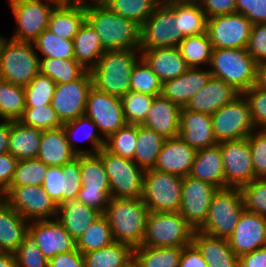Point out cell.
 I'll use <instances>...</instances> for the list:
<instances>
[{
    "mask_svg": "<svg viewBox=\"0 0 266 267\" xmlns=\"http://www.w3.org/2000/svg\"><path fill=\"white\" fill-rule=\"evenodd\" d=\"M86 20L99 35L105 51L139 49L141 26L116 14L103 2L86 5Z\"/></svg>",
    "mask_w": 266,
    "mask_h": 267,
    "instance_id": "6da1fadb",
    "label": "cell"
},
{
    "mask_svg": "<svg viewBox=\"0 0 266 267\" xmlns=\"http://www.w3.org/2000/svg\"><path fill=\"white\" fill-rule=\"evenodd\" d=\"M140 59L139 49L105 51L90 70L93 87L122 98L130 91L131 74Z\"/></svg>",
    "mask_w": 266,
    "mask_h": 267,
    "instance_id": "7a4b0ae2",
    "label": "cell"
},
{
    "mask_svg": "<svg viewBox=\"0 0 266 267\" xmlns=\"http://www.w3.org/2000/svg\"><path fill=\"white\" fill-rule=\"evenodd\" d=\"M149 210L141 198H110L103 215L109 223L115 242L133 249L142 246Z\"/></svg>",
    "mask_w": 266,
    "mask_h": 267,
    "instance_id": "3957f363",
    "label": "cell"
},
{
    "mask_svg": "<svg viewBox=\"0 0 266 267\" xmlns=\"http://www.w3.org/2000/svg\"><path fill=\"white\" fill-rule=\"evenodd\" d=\"M209 67L212 77L232 85L241 94L258 81L259 64L247 49L213 48Z\"/></svg>",
    "mask_w": 266,
    "mask_h": 267,
    "instance_id": "277c9868",
    "label": "cell"
},
{
    "mask_svg": "<svg viewBox=\"0 0 266 267\" xmlns=\"http://www.w3.org/2000/svg\"><path fill=\"white\" fill-rule=\"evenodd\" d=\"M40 73V57L33 43L4 37L0 42V79L27 86Z\"/></svg>",
    "mask_w": 266,
    "mask_h": 267,
    "instance_id": "5b68a950",
    "label": "cell"
},
{
    "mask_svg": "<svg viewBox=\"0 0 266 267\" xmlns=\"http://www.w3.org/2000/svg\"><path fill=\"white\" fill-rule=\"evenodd\" d=\"M244 209L239 188L218 189L212 198L205 222L197 230L228 239L233 234Z\"/></svg>",
    "mask_w": 266,
    "mask_h": 267,
    "instance_id": "8992f818",
    "label": "cell"
},
{
    "mask_svg": "<svg viewBox=\"0 0 266 267\" xmlns=\"http://www.w3.org/2000/svg\"><path fill=\"white\" fill-rule=\"evenodd\" d=\"M194 231L179 212H149L142 246L186 247Z\"/></svg>",
    "mask_w": 266,
    "mask_h": 267,
    "instance_id": "52a82bcc",
    "label": "cell"
},
{
    "mask_svg": "<svg viewBox=\"0 0 266 267\" xmlns=\"http://www.w3.org/2000/svg\"><path fill=\"white\" fill-rule=\"evenodd\" d=\"M182 39L178 25V1L160 3L141 25L139 49L178 47Z\"/></svg>",
    "mask_w": 266,
    "mask_h": 267,
    "instance_id": "ba28073f",
    "label": "cell"
},
{
    "mask_svg": "<svg viewBox=\"0 0 266 267\" xmlns=\"http://www.w3.org/2000/svg\"><path fill=\"white\" fill-rule=\"evenodd\" d=\"M97 155L102 159L108 175L112 198L138 199L142 197L144 169L133 160L115 155L105 147Z\"/></svg>",
    "mask_w": 266,
    "mask_h": 267,
    "instance_id": "9c48e42d",
    "label": "cell"
},
{
    "mask_svg": "<svg viewBox=\"0 0 266 267\" xmlns=\"http://www.w3.org/2000/svg\"><path fill=\"white\" fill-rule=\"evenodd\" d=\"M15 20V29L9 39L33 43L48 27L56 3L49 0H8Z\"/></svg>",
    "mask_w": 266,
    "mask_h": 267,
    "instance_id": "30bf717a",
    "label": "cell"
},
{
    "mask_svg": "<svg viewBox=\"0 0 266 267\" xmlns=\"http://www.w3.org/2000/svg\"><path fill=\"white\" fill-rule=\"evenodd\" d=\"M182 181L178 175L146 170L141 199L149 212H179Z\"/></svg>",
    "mask_w": 266,
    "mask_h": 267,
    "instance_id": "8fae6325",
    "label": "cell"
},
{
    "mask_svg": "<svg viewBox=\"0 0 266 267\" xmlns=\"http://www.w3.org/2000/svg\"><path fill=\"white\" fill-rule=\"evenodd\" d=\"M1 197L28 222L57 216L58 206L42 185L9 186Z\"/></svg>",
    "mask_w": 266,
    "mask_h": 267,
    "instance_id": "7c38bea8",
    "label": "cell"
},
{
    "mask_svg": "<svg viewBox=\"0 0 266 267\" xmlns=\"http://www.w3.org/2000/svg\"><path fill=\"white\" fill-rule=\"evenodd\" d=\"M211 117L217 143L244 139L256 130L250 107L242 94L211 114Z\"/></svg>",
    "mask_w": 266,
    "mask_h": 267,
    "instance_id": "4fadbf2b",
    "label": "cell"
},
{
    "mask_svg": "<svg viewBox=\"0 0 266 267\" xmlns=\"http://www.w3.org/2000/svg\"><path fill=\"white\" fill-rule=\"evenodd\" d=\"M81 184L77 199L86 206L105 211L111 198L110 182L102 159L96 155H81Z\"/></svg>",
    "mask_w": 266,
    "mask_h": 267,
    "instance_id": "5bb4252c",
    "label": "cell"
},
{
    "mask_svg": "<svg viewBox=\"0 0 266 267\" xmlns=\"http://www.w3.org/2000/svg\"><path fill=\"white\" fill-rule=\"evenodd\" d=\"M253 23L240 13L208 18L207 34L213 48L247 49Z\"/></svg>",
    "mask_w": 266,
    "mask_h": 267,
    "instance_id": "9a60e30c",
    "label": "cell"
},
{
    "mask_svg": "<svg viewBox=\"0 0 266 267\" xmlns=\"http://www.w3.org/2000/svg\"><path fill=\"white\" fill-rule=\"evenodd\" d=\"M84 115L96 124L105 139L127 124L121 98L94 87L89 90Z\"/></svg>",
    "mask_w": 266,
    "mask_h": 267,
    "instance_id": "2e32d148",
    "label": "cell"
},
{
    "mask_svg": "<svg viewBox=\"0 0 266 267\" xmlns=\"http://www.w3.org/2000/svg\"><path fill=\"white\" fill-rule=\"evenodd\" d=\"M225 188H240L255 180L248 138L220 143Z\"/></svg>",
    "mask_w": 266,
    "mask_h": 267,
    "instance_id": "e0dca14e",
    "label": "cell"
},
{
    "mask_svg": "<svg viewBox=\"0 0 266 267\" xmlns=\"http://www.w3.org/2000/svg\"><path fill=\"white\" fill-rule=\"evenodd\" d=\"M92 87L93 79L90 71H86L76 81L56 84L51 105L62 123L85 114L87 96Z\"/></svg>",
    "mask_w": 266,
    "mask_h": 267,
    "instance_id": "ac0fdd59",
    "label": "cell"
},
{
    "mask_svg": "<svg viewBox=\"0 0 266 267\" xmlns=\"http://www.w3.org/2000/svg\"><path fill=\"white\" fill-rule=\"evenodd\" d=\"M218 188L207 182L183 177L179 213L197 230L204 222Z\"/></svg>",
    "mask_w": 266,
    "mask_h": 267,
    "instance_id": "d6986e66",
    "label": "cell"
},
{
    "mask_svg": "<svg viewBox=\"0 0 266 267\" xmlns=\"http://www.w3.org/2000/svg\"><path fill=\"white\" fill-rule=\"evenodd\" d=\"M28 236L48 260L76 249V241L57 218L29 222Z\"/></svg>",
    "mask_w": 266,
    "mask_h": 267,
    "instance_id": "ffe728a7",
    "label": "cell"
},
{
    "mask_svg": "<svg viewBox=\"0 0 266 267\" xmlns=\"http://www.w3.org/2000/svg\"><path fill=\"white\" fill-rule=\"evenodd\" d=\"M228 242L238 257L265 247L266 217L244 209Z\"/></svg>",
    "mask_w": 266,
    "mask_h": 267,
    "instance_id": "44dd1931",
    "label": "cell"
},
{
    "mask_svg": "<svg viewBox=\"0 0 266 267\" xmlns=\"http://www.w3.org/2000/svg\"><path fill=\"white\" fill-rule=\"evenodd\" d=\"M196 149L189 146L179 136L166 138L158 155L155 170L186 177L194 163Z\"/></svg>",
    "mask_w": 266,
    "mask_h": 267,
    "instance_id": "7402d4cb",
    "label": "cell"
},
{
    "mask_svg": "<svg viewBox=\"0 0 266 267\" xmlns=\"http://www.w3.org/2000/svg\"><path fill=\"white\" fill-rule=\"evenodd\" d=\"M212 77L208 69L189 68L180 76L162 83L161 95L177 104L180 108H185L190 99L200 91Z\"/></svg>",
    "mask_w": 266,
    "mask_h": 267,
    "instance_id": "603a6c76",
    "label": "cell"
},
{
    "mask_svg": "<svg viewBox=\"0 0 266 267\" xmlns=\"http://www.w3.org/2000/svg\"><path fill=\"white\" fill-rule=\"evenodd\" d=\"M240 95L241 93L232 85L211 77L208 83L190 99L185 109L211 115Z\"/></svg>",
    "mask_w": 266,
    "mask_h": 267,
    "instance_id": "cb8c5ba5",
    "label": "cell"
},
{
    "mask_svg": "<svg viewBox=\"0 0 266 267\" xmlns=\"http://www.w3.org/2000/svg\"><path fill=\"white\" fill-rule=\"evenodd\" d=\"M179 137L196 150L216 145L211 115L181 108Z\"/></svg>",
    "mask_w": 266,
    "mask_h": 267,
    "instance_id": "d4e9b609",
    "label": "cell"
},
{
    "mask_svg": "<svg viewBox=\"0 0 266 267\" xmlns=\"http://www.w3.org/2000/svg\"><path fill=\"white\" fill-rule=\"evenodd\" d=\"M139 50L141 58L162 83L180 76L189 69L178 47Z\"/></svg>",
    "mask_w": 266,
    "mask_h": 267,
    "instance_id": "484cf974",
    "label": "cell"
},
{
    "mask_svg": "<svg viewBox=\"0 0 266 267\" xmlns=\"http://www.w3.org/2000/svg\"><path fill=\"white\" fill-rule=\"evenodd\" d=\"M180 111L181 108L177 104L162 95L156 96L142 125L153 129L164 138L178 137Z\"/></svg>",
    "mask_w": 266,
    "mask_h": 267,
    "instance_id": "4316f807",
    "label": "cell"
},
{
    "mask_svg": "<svg viewBox=\"0 0 266 267\" xmlns=\"http://www.w3.org/2000/svg\"><path fill=\"white\" fill-rule=\"evenodd\" d=\"M192 244L201 253L208 267H239V257L230 248L228 239L195 230Z\"/></svg>",
    "mask_w": 266,
    "mask_h": 267,
    "instance_id": "83f0119b",
    "label": "cell"
},
{
    "mask_svg": "<svg viewBox=\"0 0 266 267\" xmlns=\"http://www.w3.org/2000/svg\"><path fill=\"white\" fill-rule=\"evenodd\" d=\"M188 176L212 184L218 189L225 188V173L220 143L196 150L194 163Z\"/></svg>",
    "mask_w": 266,
    "mask_h": 267,
    "instance_id": "f1b7e54d",
    "label": "cell"
},
{
    "mask_svg": "<svg viewBox=\"0 0 266 267\" xmlns=\"http://www.w3.org/2000/svg\"><path fill=\"white\" fill-rule=\"evenodd\" d=\"M28 225L29 222L0 197V252L14 253L28 237Z\"/></svg>",
    "mask_w": 266,
    "mask_h": 267,
    "instance_id": "f546056e",
    "label": "cell"
},
{
    "mask_svg": "<svg viewBox=\"0 0 266 267\" xmlns=\"http://www.w3.org/2000/svg\"><path fill=\"white\" fill-rule=\"evenodd\" d=\"M78 157L71 148L63 126L43 130L37 158L48 166H63Z\"/></svg>",
    "mask_w": 266,
    "mask_h": 267,
    "instance_id": "4dcf8cb0",
    "label": "cell"
},
{
    "mask_svg": "<svg viewBox=\"0 0 266 267\" xmlns=\"http://www.w3.org/2000/svg\"><path fill=\"white\" fill-rule=\"evenodd\" d=\"M100 215L98 210L82 204L78 199H73L58 206L56 218L77 241Z\"/></svg>",
    "mask_w": 266,
    "mask_h": 267,
    "instance_id": "1f68e13d",
    "label": "cell"
},
{
    "mask_svg": "<svg viewBox=\"0 0 266 267\" xmlns=\"http://www.w3.org/2000/svg\"><path fill=\"white\" fill-rule=\"evenodd\" d=\"M63 128L71 148L78 155H96L105 147L106 139L101 135V133H98L99 130L96 124L85 115L63 123ZM81 129L84 134H82L83 140H81L82 138L80 137L79 142H89L92 148L82 149L78 145H75L78 140L75 138L74 134L78 131L81 132Z\"/></svg>",
    "mask_w": 266,
    "mask_h": 267,
    "instance_id": "d6a6232c",
    "label": "cell"
},
{
    "mask_svg": "<svg viewBox=\"0 0 266 267\" xmlns=\"http://www.w3.org/2000/svg\"><path fill=\"white\" fill-rule=\"evenodd\" d=\"M73 44L75 60L86 71H90L105 52L99 35L87 20L73 38Z\"/></svg>",
    "mask_w": 266,
    "mask_h": 267,
    "instance_id": "836d02e7",
    "label": "cell"
},
{
    "mask_svg": "<svg viewBox=\"0 0 266 267\" xmlns=\"http://www.w3.org/2000/svg\"><path fill=\"white\" fill-rule=\"evenodd\" d=\"M86 20L85 5H57L47 29L63 39H73Z\"/></svg>",
    "mask_w": 266,
    "mask_h": 267,
    "instance_id": "e575fe53",
    "label": "cell"
},
{
    "mask_svg": "<svg viewBox=\"0 0 266 267\" xmlns=\"http://www.w3.org/2000/svg\"><path fill=\"white\" fill-rule=\"evenodd\" d=\"M42 131L20 121H11L9 153L17 160L37 158Z\"/></svg>",
    "mask_w": 266,
    "mask_h": 267,
    "instance_id": "d590c367",
    "label": "cell"
},
{
    "mask_svg": "<svg viewBox=\"0 0 266 267\" xmlns=\"http://www.w3.org/2000/svg\"><path fill=\"white\" fill-rule=\"evenodd\" d=\"M164 138L153 129L137 125V142L133 161L142 169H154Z\"/></svg>",
    "mask_w": 266,
    "mask_h": 267,
    "instance_id": "8d00e7d4",
    "label": "cell"
},
{
    "mask_svg": "<svg viewBox=\"0 0 266 267\" xmlns=\"http://www.w3.org/2000/svg\"><path fill=\"white\" fill-rule=\"evenodd\" d=\"M85 267H123L132 257L133 248L127 244H113L83 254Z\"/></svg>",
    "mask_w": 266,
    "mask_h": 267,
    "instance_id": "74e56055",
    "label": "cell"
},
{
    "mask_svg": "<svg viewBox=\"0 0 266 267\" xmlns=\"http://www.w3.org/2000/svg\"><path fill=\"white\" fill-rule=\"evenodd\" d=\"M207 21V15L195 0L178 1L179 33L183 38L207 32Z\"/></svg>",
    "mask_w": 266,
    "mask_h": 267,
    "instance_id": "f35d334b",
    "label": "cell"
},
{
    "mask_svg": "<svg viewBox=\"0 0 266 267\" xmlns=\"http://www.w3.org/2000/svg\"><path fill=\"white\" fill-rule=\"evenodd\" d=\"M183 247L139 246L133 249V257L140 267H178Z\"/></svg>",
    "mask_w": 266,
    "mask_h": 267,
    "instance_id": "ab89813d",
    "label": "cell"
},
{
    "mask_svg": "<svg viewBox=\"0 0 266 267\" xmlns=\"http://www.w3.org/2000/svg\"><path fill=\"white\" fill-rule=\"evenodd\" d=\"M25 108L24 87L0 79V119L19 121Z\"/></svg>",
    "mask_w": 266,
    "mask_h": 267,
    "instance_id": "60d3db41",
    "label": "cell"
},
{
    "mask_svg": "<svg viewBox=\"0 0 266 267\" xmlns=\"http://www.w3.org/2000/svg\"><path fill=\"white\" fill-rule=\"evenodd\" d=\"M115 242L112 229L103 214L96 218L76 241L82 254L107 247Z\"/></svg>",
    "mask_w": 266,
    "mask_h": 267,
    "instance_id": "b9f144b4",
    "label": "cell"
},
{
    "mask_svg": "<svg viewBox=\"0 0 266 267\" xmlns=\"http://www.w3.org/2000/svg\"><path fill=\"white\" fill-rule=\"evenodd\" d=\"M178 48L189 68H201L205 64L209 66L213 47L207 32L196 36H186Z\"/></svg>",
    "mask_w": 266,
    "mask_h": 267,
    "instance_id": "7bdbcfd3",
    "label": "cell"
},
{
    "mask_svg": "<svg viewBox=\"0 0 266 267\" xmlns=\"http://www.w3.org/2000/svg\"><path fill=\"white\" fill-rule=\"evenodd\" d=\"M40 72L56 84H67L79 79L86 70L75 59L40 58Z\"/></svg>",
    "mask_w": 266,
    "mask_h": 267,
    "instance_id": "ee69618b",
    "label": "cell"
},
{
    "mask_svg": "<svg viewBox=\"0 0 266 267\" xmlns=\"http://www.w3.org/2000/svg\"><path fill=\"white\" fill-rule=\"evenodd\" d=\"M40 58L75 59L73 39H63L45 29L33 42Z\"/></svg>",
    "mask_w": 266,
    "mask_h": 267,
    "instance_id": "f6af8a7d",
    "label": "cell"
},
{
    "mask_svg": "<svg viewBox=\"0 0 266 267\" xmlns=\"http://www.w3.org/2000/svg\"><path fill=\"white\" fill-rule=\"evenodd\" d=\"M103 3L116 14L140 26L160 4L158 0H105Z\"/></svg>",
    "mask_w": 266,
    "mask_h": 267,
    "instance_id": "bcb514c9",
    "label": "cell"
},
{
    "mask_svg": "<svg viewBox=\"0 0 266 267\" xmlns=\"http://www.w3.org/2000/svg\"><path fill=\"white\" fill-rule=\"evenodd\" d=\"M136 142L137 125L126 124L106 139L105 148L115 155L133 160Z\"/></svg>",
    "mask_w": 266,
    "mask_h": 267,
    "instance_id": "7dc6e473",
    "label": "cell"
},
{
    "mask_svg": "<svg viewBox=\"0 0 266 267\" xmlns=\"http://www.w3.org/2000/svg\"><path fill=\"white\" fill-rule=\"evenodd\" d=\"M154 97L134 91L127 92L121 98L127 124L142 125L148 115Z\"/></svg>",
    "mask_w": 266,
    "mask_h": 267,
    "instance_id": "c3c4849f",
    "label": "cell"
},
{
    "mask_svg": "<svg viewBox=\"0 0 266 267\" xmlns=\"http://www.w3.org/2000/svg\"><path fill=\"white\" fill-rule=\"evenodd\" d=\"M130 91L155 97L160 96L162 93V82L142 58L133 68Z\"/></svg>",
    "mask_w": 266,
    "mask_h": 267,
    "instance_id": "681fc988",
    "label": "cell"
},
{
    "mask_svg": "<svg viewBox=\"0 0 266 267\" xmlns=\"http://www.w3.org/2000/svg\"><path fill=\"white\" fill-rule=\"evenodd\" d=\"M48 165L38 158L19 160L10 186L42 185Z\"/></svg>",
    "mask_w": 266,
    "mask_h": 267,
    "instance_id": "f907efd6",
    "label": "cell"
},
{
    "mask_svg": "<svg viewBox=\"0 0 266 267\" xmlns=\"http://www.w3.org/2000/svg\"><path fill=\"white\" fill-rule=\"evenodd\" d=\"M56 83L41 72L24 87L26 107H37L51 104Z\"/></svg>",
    "mask_w": 266,
    "mask_h": 267,
    "instance_id": "816d5d0a",
    "label": "cell"
},
{
    "mask_svg": "<svg viewBox=\"0 0 266 267\" xmlns=\"http://www.w3.org/2000/svg\"><path fill=\"white\" fill-rule=\"evenodd\" d=\"M19 121L29 127L49 130L63 126L51 104L37 107H26Z\"/></svg>",
    "mask_w": 266,
    "mask_h": 267,
    "instance_id": "f5cc1de1",
    "label": "cell"
},
{
    "mask_svg": "<svg viewBox=\"0 0 266 267\" xmlns=\"http://www.w3.org/2000/svg\"><path fill=\"white\" fill-rule=\"evenodd\" d=\"M239 189L245 210L266 217V178H256Z\"/></svg>",
    "mask_w": 266,
    "mask_h": 267,
    "instance_id": "db71d44e",
    "label": "cell"
},
{
    "mask_svg": "<svg viewBox=\"0 0 266 267\" xmlns=\"http://www.w3.org/2000/svg\"><path fill=\"white\" fill-rule=\"evenodd\" d=\"M256 178H266V129H256L248 137Z\"/></svg>",
    "mask_w": 266,
    "mask_h": 267,
    "instance_id": "11a10c76",
    "label": "cell"
},
{
    "mask_svg": "<svg viewBox=\"0 0 266 267\" xmlns=\"http://www.w3.org/2000/svg\"><path fill=\"white\" fill-rule=\"evenodd\" d=\"M17 267H48L49 260L28 236L14 252Z\"/></svg>",
    "mask_w": 266,
    "mask_h": 267,
    "instance_id": "9f6ffc18",
    "label": "cell"
},
{
    "mask_svg": "<svg viewBox=\"0 0 266 267\" xmlns=\"http://www.w3.org/2000/svg\"><path fill=\"white\" fill-rule=\"evenodd\" d=\"M242 95L248 102L256 129H266V91L256 84Z\"/></svg>",
    "mask_w": 266,
    "mask_h": 267,
    "instance_id": "6f0895ef",
    "label": "cell"
},
{
    "mask_svg": "<svg viewBox=\"0 0 266 267\" xmlns=\"http://www.w3.org/2000/svg\"><path fill=\"white\" fill-rule=\"evenodd\" d=\"M64 172V192H62V203L77 199L81 184V155L62 166Z\"/></svg>",
    "mask_w": 266,
    "mask_h": 267,
    "instance_id": "680465c9",
    "label": "cell"
},
{
    "mask_svg": "<svg viewBox=\"0 0 266 267\" xmlns=\"http://www.w3.org/2000/svg\"><path fill=\"white\" fill-rule=\"evenodd\" d=\"M42 186L57 206L62 204V192H64V172L62 166H48Z\"/></svg>",
    "mask_w": 266,
    "mask_h": 267,
    "instance_id": "91938a15",
    "label": "cell"
},
{
    "mask_svg": "<svg viewBox=\"0 0 266 267\" xmlns=\"http://www.w3.org/2000/svg\"><path fill=\"white\" fill-rule=\"evenodd\" d=\"M247 51L259 65L266 62V24H253Z\"/></svg>",
    "mask_w": 266,
    "mask_h": 267,
    "instance_id": "94428289",
    "label": "cell"
},
{
    "mask_svg": "<svg viewBox=\"0 0 266 267\" xmlns=\"http://www.w3.org/2000/svg\"><path fill=\"white\" fill-rule=\"evenodd\" d=\"M236 13L246 16L253 24H266V0H236Z\"/></svg>",
    "mask_w": 266,
    "mask_h": 267,
    "instance_id": "6125c7cd",
    "label": "cell"
},
{
    "mask_svg": "<svg viewBox=\"0 0 266 267\" xmlns=\"http://www.w3.org/2000/svg\"><path fill=\"white\" fill-rule=\"evenodd\" d=\"M208 18L236 13V0H195Z\"/></svg>",
    "mask_w": 266,
    "mask_h": 267,
    "instance_id": "be15d7a7",
    "label": "cell"
},
{
    "mask_svg": "<svg viewBox=\"0 0 266 267\" xmlns=\"http://www.w3.org/2000/svg\"><path fill=\"white\" fill-rule=\"evenodd\" d=\"M18 161L10 153L0 155V197L8 190Z\"/></svg>",
    "mask_w": 266,
    "mask_h": 267,
    "instance_id": "e7e4bbea",
    "label": "cell"
},
{
    "mask_svg": "<svg viewBox=\"0 0 266 267\" xmlns=\"http://www.w3.org/2000/svg\"><path fill=\"white\" fill-rule=\"evenodd\" d=\"M48 267H85L83 254L75 249L66 253L56 254L49 260Z\"/></svg>",
    "mask_w": 266,
    "mask_h": 267,
    "instance_id": "03108f58",
    "label": "cell"
},
{
    "mask_svg": "<svg viewBox=\"0 0 266 267\" xmlns=\"http://www.w3.org/2000/svg\"><path fill=\"white\" fill-rule=\"evenodd\" d=\"M178 267H208V264L198 249L193 244H190L183 247Z\"/></svg>",
    "mask_w": 266,
    "mask_h": 267,
    "instance_id": "003e7915",
    "label": "cell"
},
{
    "mask_svg": "<svg viewBox=\"0 0 266 267\" xmlns=\"http://www.w3.org/2000/svg\"><path fill=\"white\" fill-rule=\"evenodd\" d=\"M239 267H266V246L241 255Z\"/></svg>",
    "mask_w": 266,
    "mask_h": 267,
    "instance_id": "a7ac6f4b",
    "label": "cell"
},
{
    "mask_svg": "<svg viewBox=\"0 0 266 267\" xmlns=\"http://www.w3.org/2000/svg\"><path fill=\"white\" fill-rule=\"evenodd\" d=\"M11 134V121L0 122V155L9 153V140Z\"/></svg>",
    "mask_w": 266,
    "mask_h": 267,
    "instance_id": "89a4df30",
    "label": "cell"
},
{
    "mask_svg": "<svg viewBox=\"0 0 266 267\" xmlns=\"http://www.w3.org/2000/svg\"><path fill=\"white\" fill-rule=\"evenodd\" d=\"M0 267H17L14 253L0 252Z\"/></svg>",
    "mask_w": 266,
    "mask_h": 267,
    "instance_id": "2644e50d",
    "label": "cell"
},
{
    "mask_svg": "<svg viewBox=\"0 0 266 267\" xmlns=\"http://www.w3.org/2000/svg\"><path fill=\"white\" fill-rule=\"evenodd\" d=\"M257 85L266 91V62L259 65Z\"/></svg>",
    "mask_w": 266,
    "mask_h": 267,
    "instance_id": "8c879c8a",
    "label": "cell"
},
{
    "mask_svg": "<svg viewBox=\"0 0 266 267\" xmlns=\"http://www.w3.org/2000/svg\"><path fill=\"white\" fill-rule=\"evenodd\" d=\"M95 3V0H65V5H89Z\"/></svg>",
    "mask_w": 266,
    "mask_h": 267,
    "instance_id": "753ad0ef",
    "label": "cell"
},
{
    "mask_svg": "<svg viewBox=\"0 0 266 267\" xmlns=\"http://www.w3.org/2000/svg\"><path fill=\"white\" fill-rule=\"evenodd\" d=\"M123 267H140V264L132 257Z\"/></svg>",
    "mask_w": 266,
    "mask_h": 267,
    "instance_id": "34e18365",
    "label": "cell"
},
{
    "mask_svg": "<svg viewBox=\"0 0 266 267\" xmlns=\"http://www.w3.org/2000/svg\"><path fill=\"white\" fill-rule=\"evenodd\" d=\"M49 1H52L56 3L57 5H65V0H49Z\"/></svg>",
    "mask_w": 266,
    "mask_h": 267,
    "instance_id": "11e5206c",
    "label": "cell"
},
{
    "mask_svg": "<svg viewBox=\"0 0 266 267\" xmlns=\"http://www.w3.org/2000/svg\"><path fill=\"white\" fill-rule=\"evenodd\" d=\"M159 3H170V2H176V1H183V0H158Z\"/></svg>",
    "mask_w": 266,
    "mask_h": 267,
    "instance_id": "2a66077c",
    "label": "cell"
},
{
    "mask_svg": "<svg viewBox=\"0 0 266 267\" xmlns=\"http://www.w3.org/2000/svg\"><path fill=\"white\" fill-rule=\"evenodd\" d=\"M105 0H95V2H104Z\"/></svg>",
    "mask_w": 266,
    "mask_h": 267,
    "instance_id": "b9fcfbb0",
    "label": "cell"
},
{
    "mask_svg": "<svg viewBox=\"0 0 266 267\" xmlns=\"http://www.w3.org/2000/svg\"><path fill=\"white\" fill-rule=\"evenodd\" d=\"M3 38H4L3 35H0V42H1V40H2Z\"/></svg>",
    "mask_w": 266,
    "mask_h": 267,
    "instance_id": "09005b40",
    "label": "cell"
}]
</instances>
